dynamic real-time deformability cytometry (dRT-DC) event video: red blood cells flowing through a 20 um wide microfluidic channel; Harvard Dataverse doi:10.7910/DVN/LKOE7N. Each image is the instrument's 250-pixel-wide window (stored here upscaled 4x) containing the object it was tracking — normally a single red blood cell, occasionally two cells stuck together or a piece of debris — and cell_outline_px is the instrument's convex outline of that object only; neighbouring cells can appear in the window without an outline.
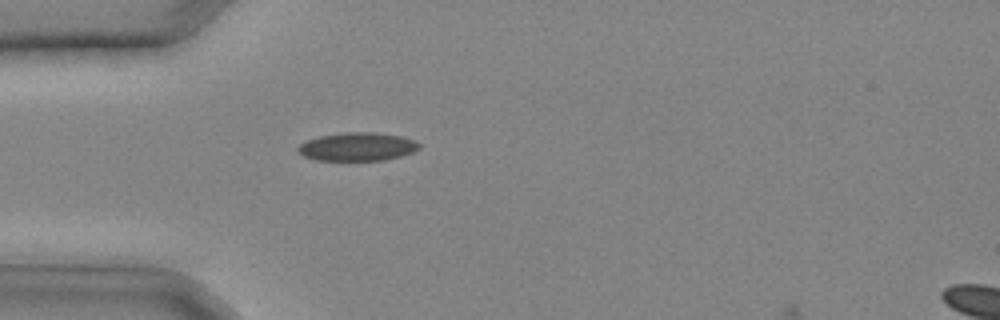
{"species": "common noctule bat (a hibernating species)", "species_latin": "Nyctalus noctula", "temperature_condition": "cold", "stored_images_in_passage": 22, "camera_frame_rate_fps": 3000, "um_per_image_px": 0.085, "animal": {"sex": "male", "body_mass_g": 20.4}, "frame": {"image": 1, "passage_image": 1, "time_ms": 0.0, "image_size_px": [1000, 320], "cell_outline_px": [[420, 148], [412, 152], [400, 156], [384, 160], [316, 160], [304, 156], [296, 152], [296, 148], [300, 144], [308, 140], [320, 136], [344, 132], [376, 132], [400, 136], [416, 140], [420, 144]], "centroid_in_image_um": [30.37, 12.46], "position_along_channel_um": 54.6, "area_um2": 20.06}}
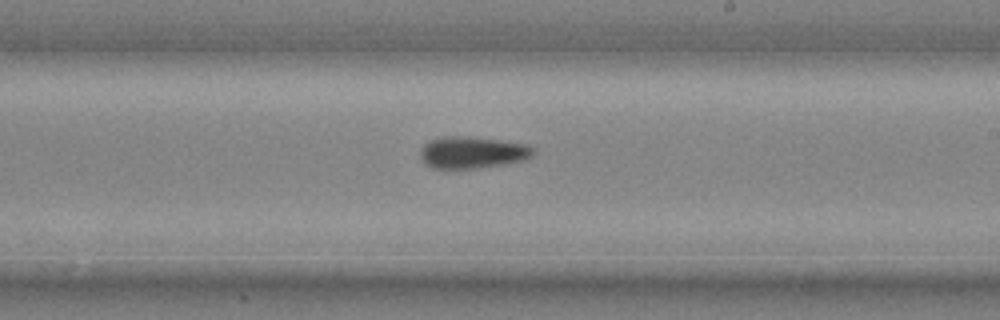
{"frame": {"image": 2, "passage_image": 11, "time_ms": 3.333, "image_size_px": [1000, 320], "cell_outline_px": [[536, 152], [532, 156], [524, 160], [504, 164], [480, 168], [432, 168], [424, 164], [420, 160], [420, 152], [424, 144], [432, 140], [444, 136], [468, 136], [500, 140], [528, 144], [536, 148]], "centroid_in_image_um": [40.18, 12.96], "position_along_channel_um": 248.8, "area_um2": 21.21}}
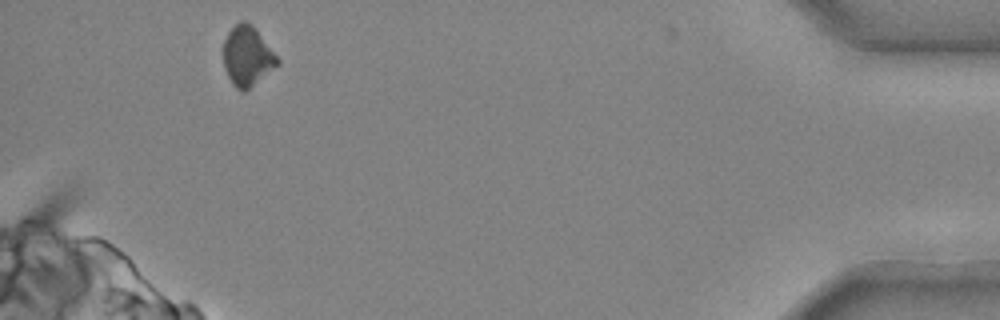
{"frame": {"image": 3, "passage_image": 22, "time_ms": 7.0, "image_size_px": [1000, 320], "cell_outline_px": [[280, 64], [244, 92], [240, 92], [232, 84], [224, 68], [220, 52], [224, 40], [228, 32], [240, 20], [244, 20], [252, 24], [280, 60]], "centroid_in_image_um": [20.98, 4.77], "position_along_channel_um": 414.2, "area_um2": 19.19}}